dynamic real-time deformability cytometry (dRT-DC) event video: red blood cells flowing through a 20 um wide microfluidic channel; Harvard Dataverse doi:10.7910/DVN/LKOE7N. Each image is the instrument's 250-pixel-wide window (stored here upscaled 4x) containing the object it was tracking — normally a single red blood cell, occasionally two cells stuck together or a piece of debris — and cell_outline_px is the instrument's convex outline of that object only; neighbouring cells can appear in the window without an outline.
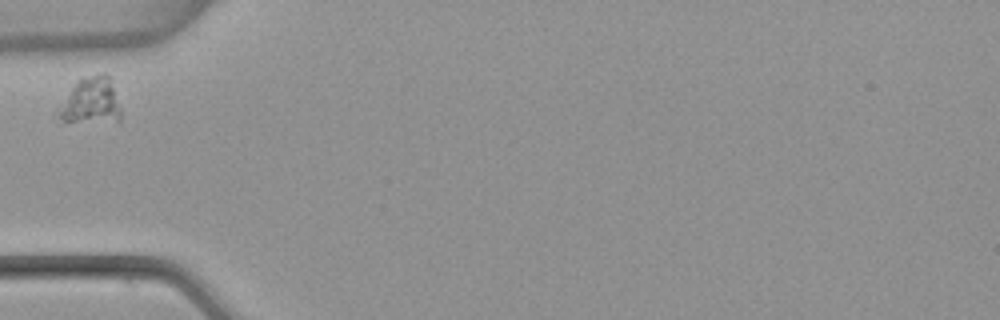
{"species": "common noctule bat (a hibernating species)", "species_latin": "Nyctalus noctula", "temperature_condition": "warm", "stored_images_in_passage": 1, "camera_frame_rate_fps": 3000, "um_per_image_px": 0.085, "animal": {"sex": "female", "body_mass_g": 22.7, "forearm_length_mm": 54.2}, "frame": {"image": 1, "passage_image": 1, "time_ms": 0.0, "image_size_px": [1000, 320], "cell_outline_px": [[120, 120], [64, 124], [56, 124], [52, 116], [52, 112], [72, 88], [80, 80], [100, 72], [104, 72], [112, 76], [120, 108]], "centroid_in_image_um": [7.6, 8.65], "position_along_channel_um": 77.4, "area_um2": 18.03}}